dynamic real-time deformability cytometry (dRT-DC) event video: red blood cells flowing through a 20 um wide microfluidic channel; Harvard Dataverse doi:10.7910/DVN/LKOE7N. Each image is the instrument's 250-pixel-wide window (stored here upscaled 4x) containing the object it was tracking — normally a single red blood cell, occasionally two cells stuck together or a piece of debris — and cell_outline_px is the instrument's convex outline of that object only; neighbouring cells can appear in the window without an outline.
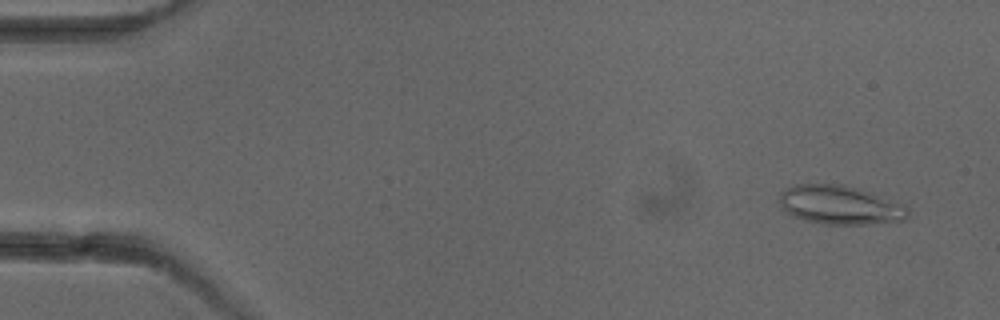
{"species": "common noctule bat (a hibernating species)", "species_latin": "Nyctalus noctula", "temperature_condition": "cold", "stored_images_in_passage": 5, "camera_frame_rate_fps": 3000, "um_per_image_px": 0.085, "animal": {"sex": "female"}, "frame": {"image": 1, "passage_image": 1, "time_ms": 0.0, "image_size_px": [1000, 320], "cell_outline_px": [[908, 216], [904, 220], [868, 224], [828, 224], [804, 220], [792, 216], [780, 208], [780, 192], [796, 184], [840, 184], [868, 192], [904, 204], [908, 208]], "centroid_in_image_um": [71.37, 17.43], "position_along_channel_um": 13.6, "area_um2": 28.84}}